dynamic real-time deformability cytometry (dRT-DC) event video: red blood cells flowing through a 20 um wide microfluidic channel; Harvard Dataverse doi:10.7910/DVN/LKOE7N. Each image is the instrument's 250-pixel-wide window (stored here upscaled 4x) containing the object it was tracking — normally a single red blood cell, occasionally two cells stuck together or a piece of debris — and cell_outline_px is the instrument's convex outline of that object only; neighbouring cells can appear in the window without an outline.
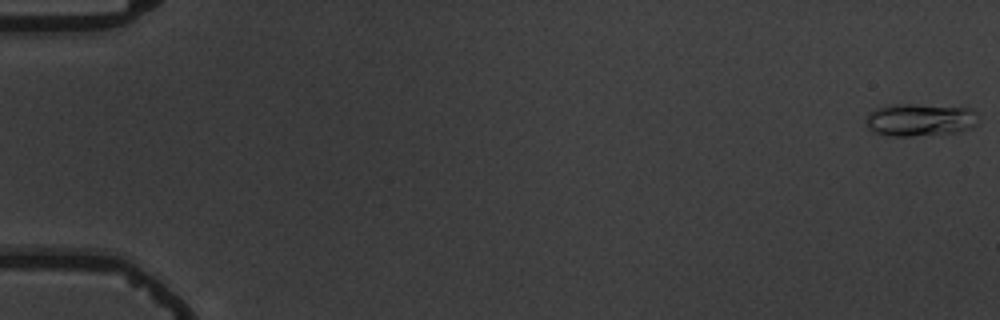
{"species": "common noctule bat (a hibernating species)", "species_latin": "Nyctalus noctula", "temperature_condition": "warm", "stored_images_in_passage": 4, "camera_frame_rate_fps": 3000, "um_per_image_px": 0.085, "animal": {"sex": "male", "body_mass_g": 19.5, "forearm_length_mm": 54.6}, "frame": {"image": 1, "passage_image": 1, "time_ms": 0.0, "image_size_px": [1000, 320], "cell_outline_px": [[976, 124], [972, 128], [956, 132], [908, 136], [892, 136], [872, 132], [868, 128], [868, 112], [876, 108], [892, 104], [912, 104], [972, 108], [976, 112]], "centroid_in_image_um": [78.19, 10.18], "position_along_channel_um": 6.8, "area_um2": 21.21}}